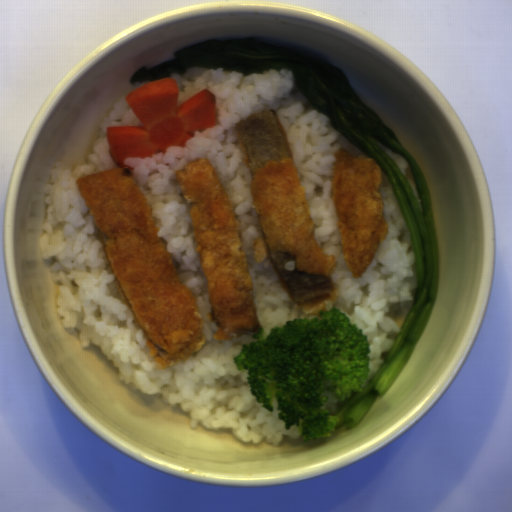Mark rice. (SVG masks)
<instances>
[{"instance_id": "1", "label": "rice", "mask_w": 512, "mask_h": 512, "mask_svg": "<svg viewBox=\"0 0 512 512\" xmlns=\"http://www.w3.org/2000/svg\"><path fill=\"white\" fill-rule=\"evenodd\" d=\"M177 82V106L202 90L215 94L217 124L194 131L184 147L164 153L127 158L150 208L159 236L166 244L182 285L194 296L205 340L191 358L158 369L141 328L124 299L79 192V177L121 167L112 157L108 127L143 126L124 95L100 124L86 162H57L45 185L46 213L39 238L40 254L56 281L55 310L60 323L77 334L82 348L96 346L118 372L123 385L179 407L190 417L191 429L227 428L245 444H281L302 438L295 425L285 430L254 397L248 372L234 358L252 333L237 339L213 338L218 330L207 318L211 304L201 269L192 224L176 172L197 158L208 160L234 211L242 235L260 329L269 334L294 318L317 314L298 309L280 282L270 260L257 263L252 249L260 230L252 200V176L245 164L234 124L252 113L275 110L288 136L293 165L309 204L319 246L334 257L332 274L339 308L357 324L371 344L368 387L394 345L401 328L397 316H407L417 293V264L411 234L396 193L385 173L380 189L387 235L363 274L354 277L342 250L333 190L336 151L368 155L316 110L294 84L287 67L246 75L220 68H189L170 74ZM369 156V155H368Z\"/></svg>"}, {"instance_id": "2", "label": "rice", "mask_w": 512, "mask_h": 512, "mask_svg": "<svg viewBox=\"0 0 512 512\" xmlns=\"http://www.w3.org/2000/svg\"><path fill=\"white\" fill-rule=\"evenodd\" d=\"M379 144L382 147V149L385 151V153L388 155V157L392 160V162L397 166V168L401 171V173L408 180V182L414 192V195L418 201V204L423 212L419 191H418L415 183L407 177V171H408L409 164L405 161V159L401 155L396 154L395 152H393L391 149H389L382 143L379 142Z\"/></svg>"}, {"instance_id": "3", "label": "rice", "mask_w": 512, "mask_h": 512, "mask_svg": "<svg viewBox=\"0 0 512 512\" xmlns=\"http://www.w3.org/2000/svg\"><path fill=\"white\" fill-rule=\"evenodd\" d=\"M347 401V400H346ZM346 401L339 402L338 400H331L327 403V408L331 412L332 415H336L340 409L345 405Z\"/></svg>"}]
</instances>
